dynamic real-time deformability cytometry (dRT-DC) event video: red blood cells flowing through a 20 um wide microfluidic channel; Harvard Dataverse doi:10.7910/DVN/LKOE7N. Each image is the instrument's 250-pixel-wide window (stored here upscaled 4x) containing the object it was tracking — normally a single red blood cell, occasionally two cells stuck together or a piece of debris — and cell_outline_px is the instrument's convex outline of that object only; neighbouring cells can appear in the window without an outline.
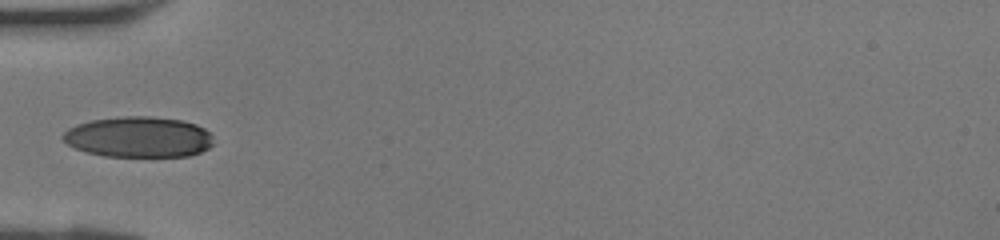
{"species": "human", "species_latin": "Homo sapiens", "temperature_condition": "room temperature", "stored_images_in_passage": 28, "camera_frame_rate_fps": 3000, "um_per_image_px": 0.085, "donor": {"sex": "female"}, "frame": {"image": 1, "passage_image": 1, "time_ms": 0.0, "image_size_px": [1000, 240], "cell_outline_px": [[212, 144], [208, 148], [200, 152], [188, 156], [104, 156], [88, 152], [76, 148], [68, 144], [60, 136], [68, 128], [76, 124], [92, 120], [120, 116], [148, 116], [184, 120], [196, 124], [204, 128], [212, 136]], "centroid_in_image_um": [11.77, 11.63], "position_along_channel_um": 73.2, "area_um2": 35.72}}
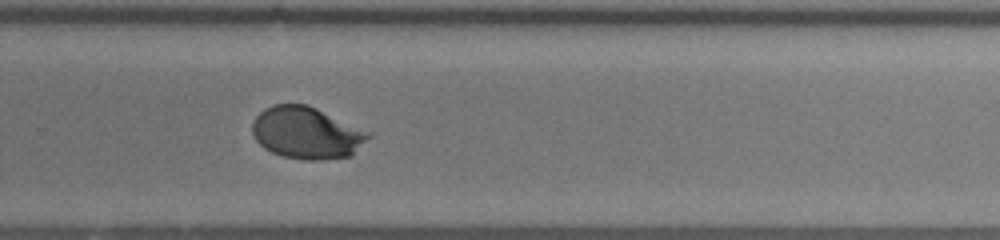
{"frame": {"image": 2, "passage_image": 15, "time_ms": 4.667, "image_size_px": [1000, 240], "cell_outline_px": [[372, 136], [352, 156], [324, 160], [304, 160], [284, 156], [272, 152], [264, 148], [256, 140], [252, 132], [252, 120], [264, 108], [272, 104], [308, 104], [372, 132]], "centroid_in_image_um": [26.1, 11.29], "position_along_channel_um": 303.7, "area_um2": 35.66}}
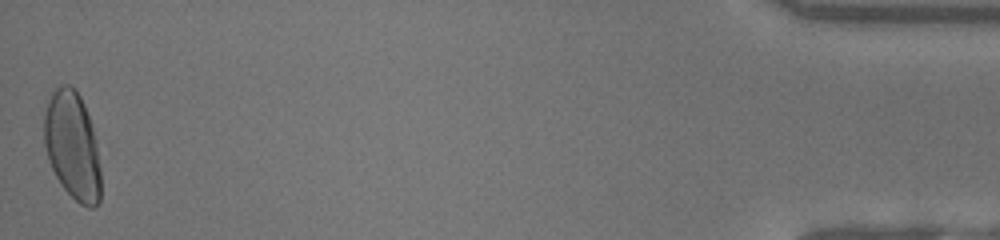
{"frame": {"image": 3, "passage_image": 28, "time_ms": 9.0, "image_size_px": [1000, 240], "cell_outline_px": [[100, 204], [92, 208], [88, 208], [80, 204], [64, 188], [56, 176], [48, 160], [44, 144], [44, 116], [48, 100], [52, 92], [60, 84], [68, 84], [80, 96], [84, 104], [92, 124], [96, 140], [100, 168]], "centroid_in_image_um": [6.16, 12.4], "position_along_channel_um": 429.0, "area_um2": 35.72}}